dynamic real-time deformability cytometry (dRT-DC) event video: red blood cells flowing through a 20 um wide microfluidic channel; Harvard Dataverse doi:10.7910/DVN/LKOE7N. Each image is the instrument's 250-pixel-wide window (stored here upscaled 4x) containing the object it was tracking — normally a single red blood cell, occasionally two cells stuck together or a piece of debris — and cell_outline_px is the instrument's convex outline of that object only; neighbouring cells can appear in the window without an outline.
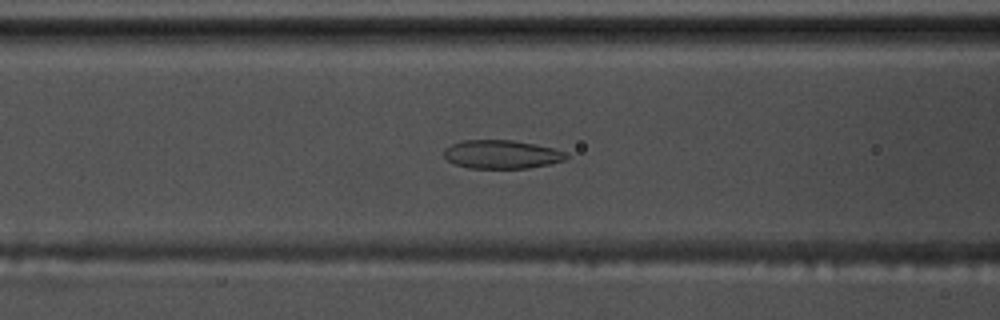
{"species": "common noctule bat (a hibernating species)", "species_latin": "Nyctalus noctula", "temperature_condition": "warm", "stored_images_in_passage": 47, "camera_frame_rate_fps": 3000, "um_per_image_px": 0.085, "animal": {"sex": "male", "body_mass_g": 17.5, "forearm_length_mm": 52.3}, "frame": {"image": 1, "passage_image": 14, "time_ms": 4.333, "image_size_px": [1000, 320], "cell_outline_px": [[568, 156], [564, 160], [548, 164], [528, 168], [468, 168], [456, 164], [448, 160], [444, 156], [444, 148], [452, 144], [464, 140], [512, 140], [536, 144], [552, 148], [564, 152]], "centroid_in_image_um": [42.61, 13.12], "position_along_channel_um": 124.0, "area_um2": 20.17}}
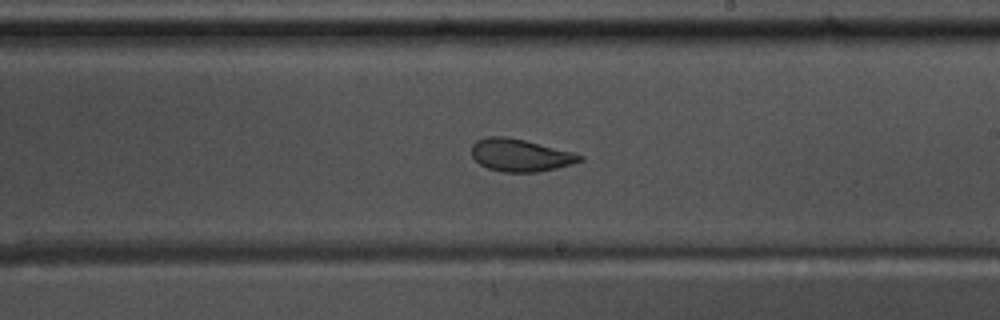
{"frame": {"image": 2, "passage_image": 24, "time_ms": 7.667, "image_size_px": [1000, 320], "cell_outline_px": [[584, 160], [556, 168], [540, 172], [504, 172], [488, 168], [480, 164], [472, 156], [472, 144], [476, 140], [488, 136], [508, 136], [576, 152], [584, 156]], "centroid_in_image_um": [44.25, 13.18], "position_along_channel_um": 244.7, "area_um2": 20.69}}
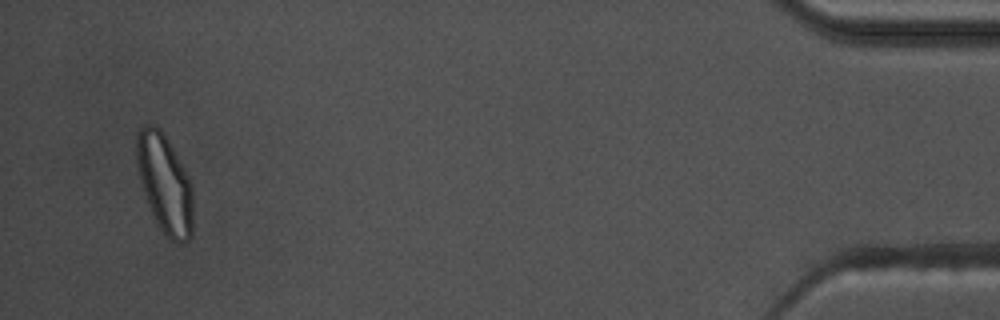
{"frame": {"image": 3, "passage_image": 45, "time_ms": 14.667, "image_size_px": [1000, 320], "cell_outline_px": [[192, 236], [188, 240], [176, 244], [160, 228], [148, 204], [140, 180], [136, 164], [136, 132], [144, 124], [152, 124], [160, 128], [164, 132], [184, 168], [192, 184]], "centroid_in_image_um": [13.99, 15.56], "position_along_channel_um": 421.2, "area_um2": 32.48}, "authors_computed_cell_mechanics": {"area_um2": 21.8484, "velocity_mm_per_s": 3.6343, "shape_relaxation_time_tau1_ms": 10.5794, "shape_relaxation_time_tau2_ms": 1.7067, "deformation_change_tau1": 0.221, "deformation_change_tau2": 0.0748}}